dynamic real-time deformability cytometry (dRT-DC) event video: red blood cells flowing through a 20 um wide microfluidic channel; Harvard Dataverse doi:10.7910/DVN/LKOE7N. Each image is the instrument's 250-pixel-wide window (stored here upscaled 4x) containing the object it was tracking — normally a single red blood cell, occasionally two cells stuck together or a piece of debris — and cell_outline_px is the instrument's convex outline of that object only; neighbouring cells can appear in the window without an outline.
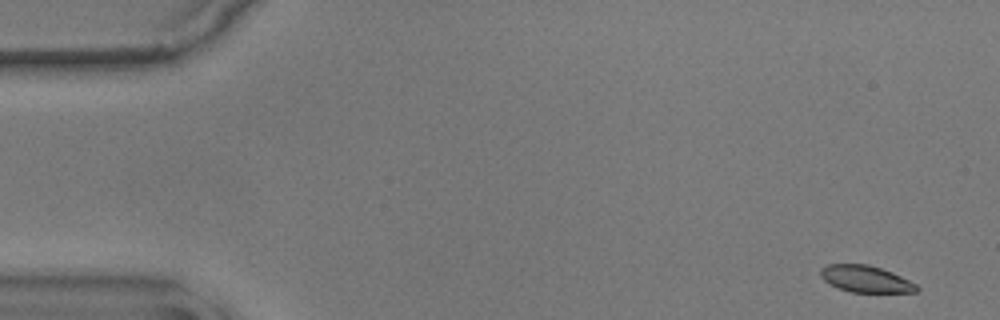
{"species": "common noctule bat (a hibernating species)", "species_latin": "Nyctalus noctula", "temperature_condition": "warm", "stored_images_in_passage": 55, "camera_frame_rate_fps": 3000, "um_per_image_px": 0.085, "animal": {"sex": "male", "body_mass_g": 17.9}, "frame": {"image": 1, "passage_image": 1, "time_ms": 0.0, "image_size_px": [1000, 320], "cell_outline_px": [[920, 288], [916, 292], [852, 292], [840, 288], [824, 280], [820, 276], [820, 268], [828, 264], [868, 264], [892, 272], [916, 284]], "centroid_in_image_um": [73.58, 23.7], "position_along_channel_um": 11.4, "area_um2": 14.8}}
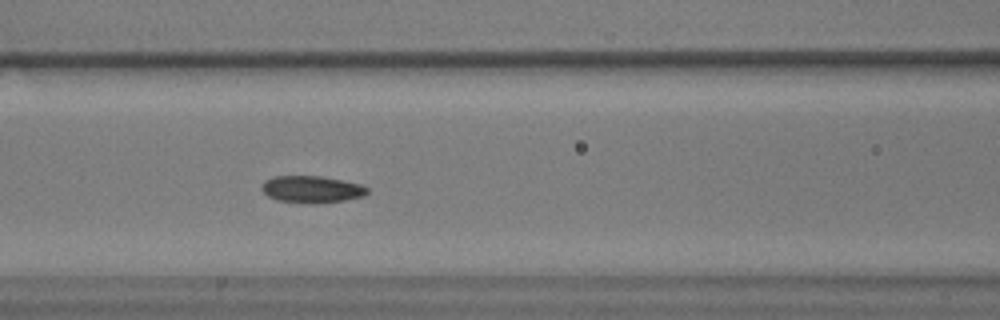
{"frame": {"image": 2, "passage_image": 22, "time_ms": 7.0, "image_size_px": [1000, 320], "cell_outline_px": [[368, 192], [364, 196], [344, 200], [316, 204], [276, 200], [268, 196], [260, 188], [260, 184], [264, 180], [272, 176], [320, 176], [360, 184], [368, 188]], "centroid_in_image_um": [26.45, 16.09], "position_along_channel_um": 140.2, "area_um2": 16.65}}
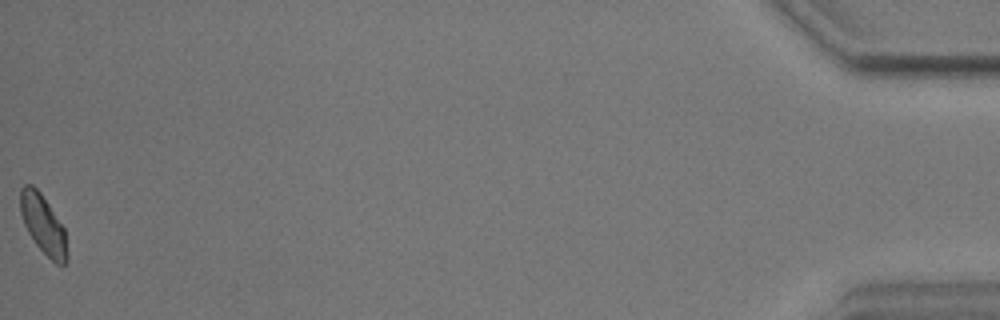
{"frame": {"image": 3, "passage_image": 55, "time_ms": 18.0, "image_size_px": [1000, 320], "cell_outline_px": [[68, 260], [64, 264], [56, 264], [36, 244], [28, 232], [24, 224], [20, 212], [20, 188], [24, 184], [32, 184], [40, 192], [64, 228], [68, 256]], "centroid_in_image_um": [3.66, 19.07], "position_along_channel_um": 431.5, "area_um2": 15.9}, "authors_computed_cell_mechanics": {"area_um2": 16.2996, "velocity_mm_per_s": 3.5508, "shape_relaxation_time_tau1_ms": 3.9402, "shape_relaxation_time_tau2_ms": 1.9425, "deformation_change_tau1": 0.0982, "deformation_change_tau2": 0.0567}}